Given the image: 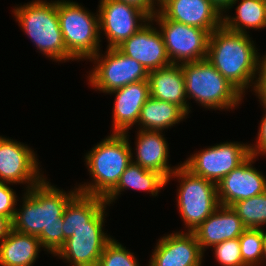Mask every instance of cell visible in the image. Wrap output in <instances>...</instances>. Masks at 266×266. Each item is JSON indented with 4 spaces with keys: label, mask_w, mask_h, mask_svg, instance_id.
Masks as SVG:
<instances>
[{
    "label": "cell",
    "mask_w": 266,
    "mask_h": 266,
    "mask_svg": "<svg viewBox=\"0 0 266 266\" xmlns=\"http://www.w3.org/2000/svg\"><path fill=\"white\" fill-rule=\"evenodd\" d=\"M12 229V221L5 216L0 215V243L8 236Z\"/></svg>",
    "instance_id": "obj_35"
},
{
    "label": "cell",
    "mask_w": 266,
    "mask_h": 266,
    "mask_svg": "<svg viewBox=\"0 0 266 266\" xmlns=\"http://www.w3.org/2000/svg\"><path fill=\"white\" fill-rule=\"evenodd\" d=\"M176 177L179 183L177 209L186 231L193 232L220 206L217 184L192 174L182 162L167 179V184Z\"/></svg>",
    "instance_id": "obj_7"
},
{
    "label": "cell",
    "mask_w": 266,
    "mask_h": 266,
    "mask_svg": "<svg viewBox=\"0 0 266 266\" xmlns=\"http://www.w3.org/2000/svg\"><path fill=\"white\" fill-rule=\"evenodd\" d=\"M119 1H123L140 8L141 10L146 12L150 17H152L158 11L157 0H119Z\"/></svg>",
    "instance_id": "obj_34"
},
{
    "label": "cell",
    "mask_w": 266,
    "mask_h": 266,
    "mask_svg": "<svg viewBox=\"0 0 266 266\" xmlns=\"http://www.w3.org/2000/svg\"><path fill=\"white\" fill-rule=\"evenodd\" d=\"M128 133H112L84 155L92 181L79 184L80 193L105 198L116 187L132 162L133 150Z\"/></svg>",
    "instance_id": "obj_3"
},
{
    "label": "cell",
    "mask_w": 266,
    "mask_h": 266,
    "mask_svg": "<svg viewBox=\"0 0 266 266\" xmlns=\"http://www.w3.org/2000/svg\"><path fill=\"white\" fill-rule=\"evenodd\" d=\"M158 11L168 20L207 30L222 26V12L211 0H159Z\"/></svg>",
    "instance_id": "obj_15"
},
{
    "label": "cell",
    "mask_w": 266,
    "mask_h": 266,
    "mask_svg": "<svg viewBox=\"0 0 266 266\" xmlns=\"http://www.w3.org/2000/svg\"><path fill=\"white\" fill-rule=\"evenodd\" d=\"M203 257L193 232L174 231L158 239L148 266H202Z\"/></svg>",
    "instance_id": "obj_13"
},
{
    "label": "cell",
    "mask_w": 266,
    "mask_h": 266,
    "mask_svg": "<svg viewBox=\"0 0 266 266\" xmlns=\"http://www.w3.org/2000/svg\"><path fill=\"white\" fill-rule=\"evenodd\" d=\"M112 238L105 246L98 266H139L133 252Z\"/></svg>",
    "instance_id": "obj_29"
},
{
    "label": "cell",
    "mask_w": 266,
    "mask_h": 266,
    "mask_svg": "<svg viewBox=\"0 0 266 266\" xmlns=\"http://www.w3.org/2000/svg\"><path fill=\"white\" fill-rule=\"evenodd\" d=\"M260 56L261 54L258 57L257 76L252 90L259 103H266V53L263 57Z\"/></svg>",
    "instance_id": "obj_32"
},
{
    "label": "cell",
    "mask_w": 266,
    "mask_h": 266,
    "mask_svg": "<svg viewBox=\"0 0 266 266\" xmlns=\"http://www.w3.org/2000/svg\"><path fill=\"white\" fill-rule=\"evenodd\" d=\"M246 229L231 206L220 205L193 233L205 253L209 247L239 238Z\"/></svg>",
    "instance_id": "obj_20"
},
{
    "label": "cell",
    "mask_w": 266,
    "mask_h": 266,
    "mask_svg": "<svg viewBox=\"0 0 266 266\" xmlns=\"http://www.w3.org/2000/svg\"><path fill=\"white\" fill-rule=\"evenodd\" d=\"M106 49L104 55L99 50L90 59L95 64L87 76L91 88L108 94L128 84L148 80L149 72L138 61L126 56L117 48Z\"/></svg>",
    "instance_id": "obj_8"
},
{
    "label": "cell",
    "mask_w": 266,
    "mask_h": 266,
    "mask_svg": "<svg viewBox=\"0 0 266 266\" xmlns=\"http://www.w3.org/2000/svg\"><path fill=\"white\" fill-rule=\"evenodd\" d=\"M236 4V14L232 17L227 12ZM222 26L232 32L244 34H248L247 30L250 29L266 28V0H233L222 13Z\"/></svg>",
    "instance_id": "obj_26"
},
{
    "label": "cell",
    "mask_w": 266,
    "mask_h": 266,
    "mask_svg": "<svg viewBox=\"0 0 266 266\" xmlns=\"http://www.w3.org/2000/svg\"><path fill=\"white\" fill-rule=\"evenodd\" d=\"M12 12L22 31L45 57L60 63L75 60L65 47L56 0H32L15 6Z\"/></svg>",
    "instance_id": "obj_4"
},
{
    "label": "cell",
    "mask_w": 266,
    "mask_h": 266,
    "mask_svg": "<svg viewBox=\"0 0 266 266\" xmlns=\"http://www.w3.org/2000/svg\"><path fill=\"white\" fill-rule=\"evenodd\" d=\"M249 34L227 30L223 26L210 34L207 61L243 95L253 88L259 50Z\"/></svg>",
    "instance_id": "obj_2"
},
{
    "label": "cell",
    "mask_w": 266,
    "mask_h": 266,
    "mask_svg": "<svg viewBox=\"0 0 266 266\" xmlns=\"http://www.w3.org/2000/svg\"><path fill=\"white\" fill-rule=\"evenodd\" d=\"M41 248L36 236L11 229L0 243V266H33Z\"/></svg>",
    "instance_id": "obj_23"
},
{
    "label": "cell",
    "mask_w": 266,
    "mask_h": 266,
    "mask_svg": "<svg viewBox=\"0 0 266 266\" xmlns=\"http://www.w3.org/2000/svg\"><path fill=\"white\" fill-rule=\"evenodd\" d=\"M188 114L178 105L149 97L141 108L138 129L162 131L179 124Z\"/></svg>",
    "instance_id": "obj_25"
},
{
    "label": "cell",
    "mask_w": 266,
    "mask_h": 266,
    "mask_svg": "<svg viewBox=\"0 0 266 266\" xmlns=\"http://www.w3.org/2000/svg\"><path fill=\"white\" fill-rule=\"evenodd\" d=\"M260 105L263 106L265 112L259 124L260 128H258L256 142L255 144H249L250 153L256 157L266 155V103H260Z\"/></svg>",
    "instance_id": "obj_33"
},
{
    "label": "cell",
    "mask_w": 266,
    "mask_h": 266,
    "mask_svg": "<svg viewBox=\"0 0 266 266\" xmlns=\"http://www.w3.org/2000/svg\"><path fill=\"white\" fill-rule=\"evenodd\" d=\"M108 94H115L112 133L123 134L137 125L141 108L150 97L148 80L128 84Z\"/></svg>",
    "instance_id": "obj_18"
},
{
    "label": "cell",
    "mask_w": 266,
    "mask_h": 266,
    "mask_svg": "<svg viewBox=\"0 0 266 266\" xmlns=\"http://www.w3.org/2000/svg\"><path fill=\"white\" fill-rule=\"evenodd\" d=\"M167 185V180L158 172L144 169L140 165L131 162L116 187L104 198L106 204L110 206L115 202L122 191L133 189L146 191L152 196H157L161 188Z\"/></svg>",
    "instance_id": "obj_24"
},
{
    "label": "cell",
    "mask_w": 266,
    "mask_h": 266,
    "mask_svg": "<svg viewBox=\"0 0 266 266\" xmlns=\"http://www.w3.org/2000/svg\"><path fill=\"white\" fill-rule=\"evenodd\" d=\"M49 182L45 176L24 192L20 201L22 206L15 211L12 229L36 236L44 251L55 255L64 245L62 226L65 207L79 191L74 187L65 192Z\"/></svg>",
    "instance_id": "obj_1"
},
{
    "label": "cell",
    "mask_w": 266,
    "mask_h": 266,
    "mask_svg": "<svg viewBox=\"0 0 266 266\" xmlns=\"http://www.w3.org/2000/svg\"><path fill=\"white\" fill-rule=\"evenodd\" d=\"M37 158L27 144L0 136V182L26 184L24 189L29 190L45 177Z\"/></svg>",
    "instance_id": "obj_12"
},
{
    "label": "cell",
    "mask_w": 266,
    "mask_h": 266,
    "mask_svg": "<svg viewBox=\"0 0 266 266\" xmlns=\"http://www.w3.org/2000/svg\"><path fill=\"white\" fill-rule=\"evenodd\" d=\"M98 6L99 32L104 31L107 48H116L151 20L146 12L123 1L100 0Z\"/></svg>",
    "instance_id": "obj_11"
},
{
    "label": "cell",
    "mask_w": 266,
    "mask_h": 266,
    "mask_svg": "<svg viewBox=\"0 0 266 266\" xmlns=\"http://www.w3.org/2000/svg\"><path fill=\"white\" fill-rule=\"evenodd\" d=\"M151 21L159 27L171 63L206 59L210 37L207 30L168 20L159 11L151 17Z\"/></svg>",
    "instance_id": "obj_9"
},
{
    "label": "cell",
    "mask_w": 266,
    "mask_h": 266,
    "mask_svg": "<svg viewBox=\"0 0 266 266\" xmlns=\"http://www.w3.org/2000/svg\"><path fill=\"white\" fill-rule=\"evenodd\" d=\"M152 23V25H151ZM149 21L116 48L135 59L149 72L171 64L160 31Z\"/></svg>",
    "instance_id": "obj_16"
},
{
    "label": "cell",
    "mask_w": 266,
    "mask_h": 266,
    "mask_svg": "<svg viewBox=\"0 0 266 266\" xmlns=\"http://www.w3.org/2000/svg\"><path fill=\"white\" fill-rule=\"evenodd\" d=\"M108 205L104 198L78 192L67 204L63 213L62 231L64 243L82 227L105 226V211Z\"/></svg>",
    "instance_id": "obj_19"
},
{
    "label": "cell",
    "mask_w": 266,
    "mask_h": 266,
    "mask_svg": "<svg viewBox=\"0 0 266 266\" xmlns=\"http://www.w3.org/2000/svg\"><path fill=\"white\" fill-rule=\"evenodd\" d=\"M255 160L256 156L251 154L218 182L217 194L220 205L231 206L237 201L266 192V176L252 165Z\"/></svg>",
    "instance_id": "obj_14"
},
{
    "label": "cell",
    "mask_w": 266,
    "mask_h": 266,
    "mask_svg": "<svg viewBox=\"0 0 266 266\" xmlns=\"http://www.w3.org/2000/svg\"><path fill=\"white\" fill-rule=\"evenodd\" d=\"M57 13L68 53L75 61L90 60L101 45L98 11L89 12L71 0H57Z\"/></svg>",
    "instance_id": "obj_6"
},
{
    "label": "cell",
    "mask_w": 266,
    "mask_h": 266,
    "mask_svg": "<svg viewBox=\"0 0 266 266\" xmlns=\"http://www.w3.org/2000/svg\"><path fill=\"white\" fill-rule=\"evenodd\" d=\"M15 191L11 188L8 183L0 182V215L8 217L11 221H13L17 201Z\"/></svg>",
    "instance_id": "obj_31"
},
{
    "label": "cell",
    "mask_w": 266,
    "mask_h": 266,
    "mask_svg": "<svg viewBox=\"0 0 266 266\" xmlns=\"http://www.w3.org/2000/svg\"><path fill=\"white\" fill-rule=\"evenodd\" d=\"M264 228H247L239 237L242 261L246 266H261Z\"/></svg>",
    "instance_id": "obj_28"
},
{
    "label": "cell",
    "mask_w": 266,
    "mask_h": 266,
    "mask_svg": "<svg viewBox=\"0 0 266 266\" xmlns=\"http://www.w3.org/2000/svg\"><path fill=\"white\" fill-rule=\"evenodd\" d=\"M187 99L213 110H233L244 95L224 78L207 59L181 64Z\"/></svg>",
    "instance_id": "obj_5"
},
{
    "label": "cell",
    "mask_w": 266,
    "mask_h": 266,
    "mask_svg": "<svg viewBox=\"0 0 266 266\" xmlns=\"http://www.w3.org/2000/svg\"><path fill=\"white\" fill-rule=\"evenodd\" d=\"M250 155L249 144L227 141L190 154L182 165L192 174L218 184Z\"/></svg>",
    "instance_id": "obj_10"
},
{
    "label": "cell",
    "mask_w": 266,
    "mask_h": 266,
    "mask_svg": "<svg viewBox=\"0 0 266 266\" xmlns=\"http://www.w3.org/2000/svg\"><path fill=\"white\" fill-rule=\"evenodd\" d=\"M104 227H82L68 238L54 255L69 266H98L100 256L112 237Z\"/></svg>",
    "instance_id": "obj_17"
},
{
    "label": "cell",
    "mask_w": 266,
    "mask_h": 266,
    "mask_svg": "<svg viewBox=\"0 0 266 266\" xmlns=\"http://www.w3.org/2000/svg\"><path fill=\"white\" fill-rule=\"evenodd\" d=\"M220 12H224L233 0H211Z\"/></svg>",
    "instance_id": "obj_36"
},
{
    "label": "cell",
    "mask_w": 266,
    "mask_h": 266,
    "mask_svg": "<svg viewBox=\"0 0 266 266\" xmlns=\"http://www.w3.org/2000/svg\"><path fill=\"white\" fill-rule=\"evenodd\" d=\"M246 228L263 229L266 225V192L231 205Z\"/></svg>",
    "instance_id": "obj_27"
},
{
    "label": "cell",
    "mask_w": 266,
    "mask_h": 266,
    "mask_svg": "<svg viewBox=\"0 0 266 266\" xmlns=\"http://www.w3.org/2000/svg\"><path fill=\"white\" fill-rule=\"evenodd\" d=\"M216 262L221 266H246L242 261L239 238L225 240L213 246Z\"/></svg>",
    "instance_id": "obj_30"
},
{
    "label": "cell",
    "mask_w": 266,
    "mask_h": 266,
    "mask_svg": "<svg viewBox=\"0 0 266 266\" xmlns=\"http://www.w3.org/2000/svg\"><path fill=\"white\" fill-rule=\"evenodd\" d=\"M162 131H147L138 129L132 162L144 169L160 173L166 180L180 166L171 167L168 164L169 147ZM135 157V159L133 158Z\"/></svg>",
    "instance_id": "obj_21"
},
{
    "label": "cell",
    "mask_w": 266,
    "mask_h": 266,
    "mask_svg": "<svg viewBox=\"0 0 266 266\" xmlns=\"http://www.w3.org/2000/svg\"><path fill=\"white\" fill-rule=\"evenodd\" d=\"M150 96L180 106L187 114L191 107L185 92V81L181 64L171 63L149 71Z\"/></svg>",
    "instance_id": "obj_22"
},
{
    "label": "cell",
    "mask_w": 266,
    "mask_h": 266,
    "mask_svg": "<svg viewBox=\"0 0 266 266\" xmlns=\"http://www.w3.org/2000/svg\"><path fill=\"white\" fill-rule=\"evenodd\" d=\"M266 231L264 229V240H263V252H262V263H266Z\"/></svg>",
    "instance_id": "obj_37"
}]
</instances>
